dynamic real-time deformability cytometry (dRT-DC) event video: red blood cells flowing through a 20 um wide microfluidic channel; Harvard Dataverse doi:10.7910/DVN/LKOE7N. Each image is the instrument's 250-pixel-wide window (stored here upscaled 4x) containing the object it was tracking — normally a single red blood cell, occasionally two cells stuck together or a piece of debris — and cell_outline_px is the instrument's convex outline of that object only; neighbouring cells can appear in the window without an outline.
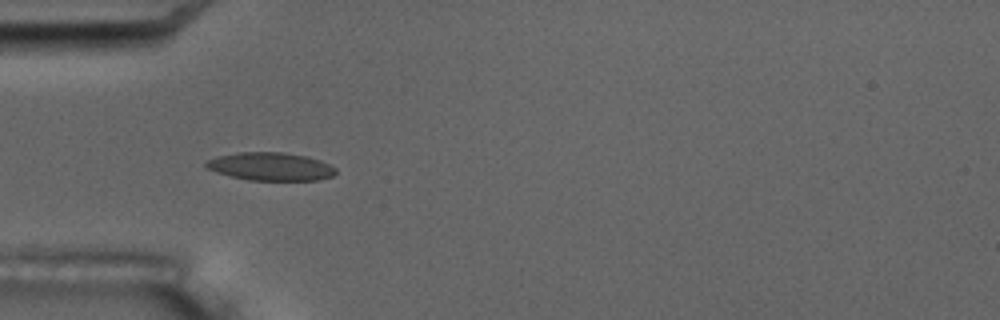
{"species": "common noctule bat (a hibernating species)", "species_latin": "Nyctalus noctula", "temperature_condition": "room temperature", "stored_images_in_passage": 7, "camera_frame_rate_fps": 3000, "um_per_image_px": 0.085, "animal": {"sex": "male", "body_mass_g": 17.5, "forearm_length_mm": 52.3}, "frame": {"image": 1, "passage_image": 5, "time_ms": 5.333, "image_size_px": [1000, 320], "cell_outline_px": [[336, 172], [332, 176], [316, 180], [248, 180], [216, 172], [208, 168], [204, 164], [208, 160], [216, 156], [240, 152], [280, 152], [304, 156], [320, 160], [336, 168]], "centroid_in_image_um": [22.99, 14.15], "position_along_channel_um": 62.0, "area_um2": 20.98}}